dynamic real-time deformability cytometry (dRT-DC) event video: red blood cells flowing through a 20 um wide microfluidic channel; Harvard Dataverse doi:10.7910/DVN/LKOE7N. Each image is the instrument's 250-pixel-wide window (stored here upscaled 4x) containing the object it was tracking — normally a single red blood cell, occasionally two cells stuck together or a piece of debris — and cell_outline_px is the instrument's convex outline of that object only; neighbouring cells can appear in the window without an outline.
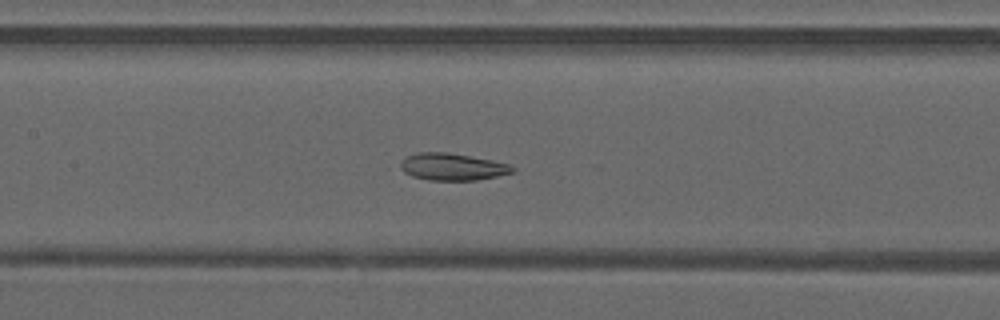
{"species": "common noctule bat (a hibernating species)", "species_latin": "Nyctalus noctula", "temperature_condition": "warm", "stored_images_in_passage": 40, "camera_frame_rate_fps": 3000, "um_per_image_px": 0.085, "animal": {"sex": "male", "forearm_length_mm": 52.5}, "frame": {"image": 1, "passage_image": 15, "time_ms": 4.667, "image_size_px": [1000, 320], "cell_outline_px": [[516, 168], [512, 172], [496, 176], [476, 180], [428, 180], [412, 176], [404, 172], [400, 168], [400, 160], [408, 156], [420, 152], [448, 152], [492, 160], [508, 164]], "centroid_in_image_um": [38.42, 14.17], "position_along_channel_um": 169.0, "area_um2": 17.57}}
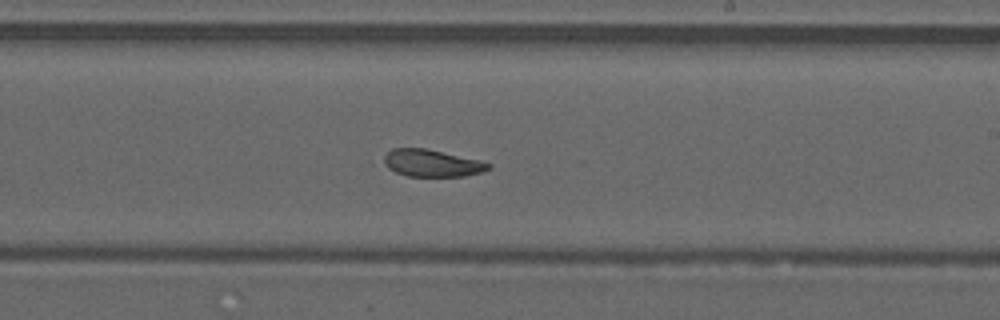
{"frame": {"image": 2, "passage_image": 21, "time_ms": 6.667, "image_size_px": [1000, 320], "cell_outline_px": [[492, 168], [480, 172], [464, 176], [408, 176], [396, 172], [380, 164], [384, 156], [392, 148], [424, 148], [480, 160], [492, 164]], "centroid_in_image_um": [36.67, 13.86], "position_along_channel_um": 252.3, "area_um2": 16.59}}
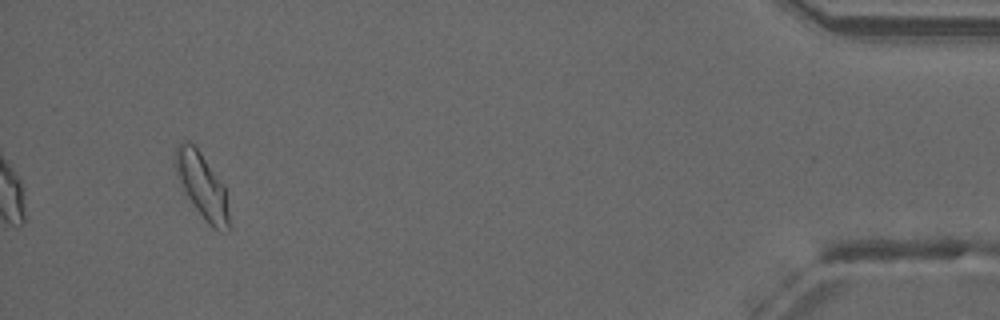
{"frame": {"image": 3, "passage_image": 38, "time_ms": 12.333, "image_size_px": [1000, 320], "cell_outline_px": [[228, 232], [212, 228], [208, 224], [184, 192], [172, 164], [176, 148], [180, 140], [188, 140], [200, 152], [224, 184], [228, 212]], "centroid_in_image_um": [17.13, 15.73], "position_along_channel_um": 418.1, "area_um2": 20.35}, "authors_computed_cell_mechanics": {"area_um2": 18.1492, "velocity_mm_per_s": 4.197, "shape_relaxation_time_tau1_ms": null, "shape_relaxation_time_tau2_ms": 3.4625, "deformation_change_tau1": null, "deformation_change_tau2": 0.0783}}